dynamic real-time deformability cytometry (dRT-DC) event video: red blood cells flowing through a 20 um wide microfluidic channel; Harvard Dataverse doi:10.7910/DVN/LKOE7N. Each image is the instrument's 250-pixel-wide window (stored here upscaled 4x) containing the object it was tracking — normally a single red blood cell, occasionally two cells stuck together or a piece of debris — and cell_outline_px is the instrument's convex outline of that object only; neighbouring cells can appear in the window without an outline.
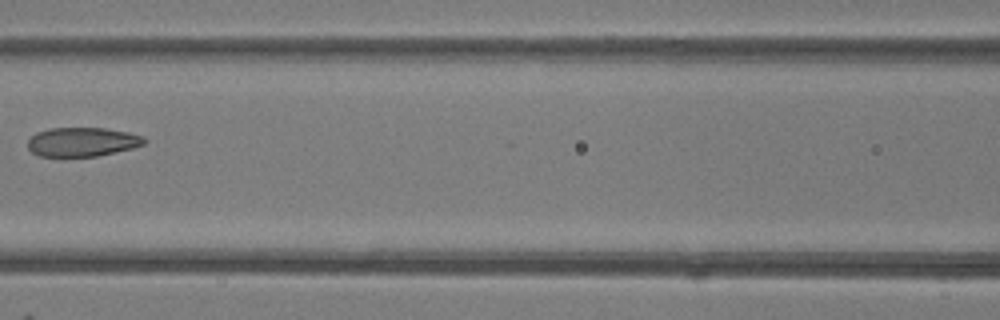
{"species": "common noctule bat (a hibernating species)", "species_latin": "Nyctalus noctula", "temperature_condition": "room temperature", "stored_images_in_passage": 4, "camera_frame_rate_fps": 3000, "um_per_image_px": 0.085, "animal": {"sex": "female"}, "frame": {"image": 1, "passage_image": 3, "time_ms": 2.333, "image_size_px": [1000, 320], "cell_outline_px": [[148, 140], [144, 144], [132, 148], [96, 156], [40, 156], [32, 152], [28, 148], [28, 140], [36, 132], [48, 128], [104, 128], [128, 132], [144, 136]], "centroid_in_image_um": [7.0, 12.05], "position_along_channel_um": 159.6, "area_um2": 19.71}}
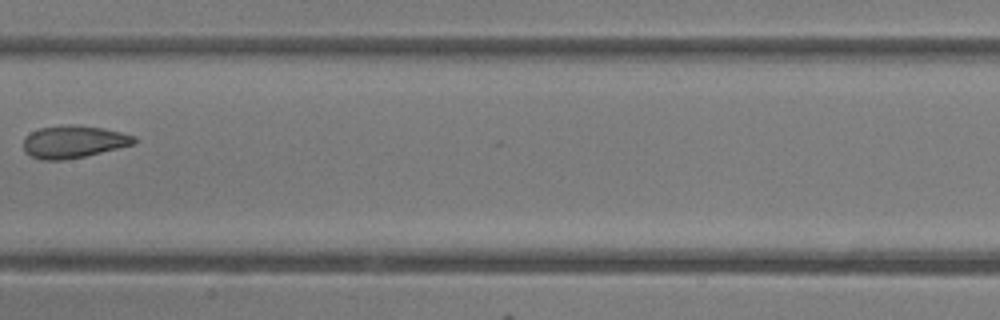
{"frame": {"image": 2, "passage_image": 4, "time_ms": 3.333, "image_size_px": [1000, 320], "cell_outline_px": [[136, 144], [84, 156], [64, 160], [40, 160], [24, 152], [24, 136], [40, 128], [104, 128], [136, 136]], "centroid_in_image_um": [6.26, 12.11], "position_along_channel_um": 201.1, "area_um2": 20.0}}